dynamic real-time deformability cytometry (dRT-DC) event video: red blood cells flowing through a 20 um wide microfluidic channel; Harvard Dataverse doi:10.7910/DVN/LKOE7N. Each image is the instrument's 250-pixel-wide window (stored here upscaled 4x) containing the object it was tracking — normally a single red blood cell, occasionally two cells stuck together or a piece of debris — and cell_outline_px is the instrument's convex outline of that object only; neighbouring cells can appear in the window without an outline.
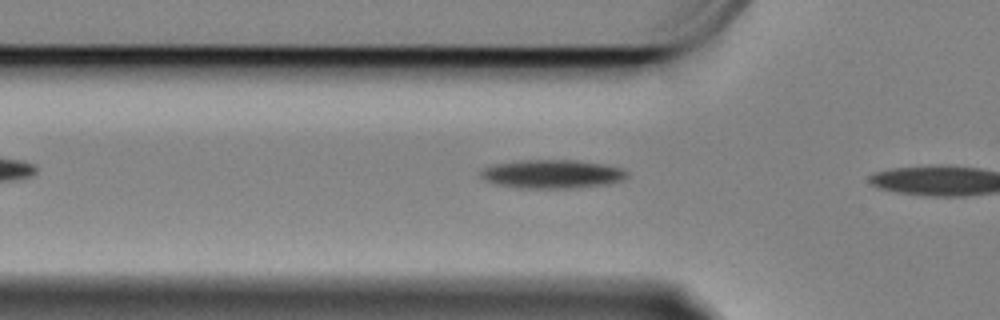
{"species": "Egyptian fruit bat (a non-hibernating species)", "species_latin": "Rousettus aegyptiacus", "temperature_condition": "cold", "stored_images_in_passage": 5, "camera_frame_rate_fps": 3000, "um_per_image_px": 0.085, "animal": {"sex": "female"}, "frame": {"image": 1, "passage_image": 4, "time_ms": 1.0, "image_size_px": [1000, 320], "cell_outline_px": [[628, 176], [624, 180], [608, 184], [572, 188], [516, 188], [496, 184], [484, 180], [480, 176], [480, 172], [484, 168], [492, 164], [520, 160], [576, 160], [604, 164], [624, 168], [628, 172]], "centroid_in_image_um": [46.95, 14.79], "position_along_channel_um": 78.9, "area_um2": 24.74}}